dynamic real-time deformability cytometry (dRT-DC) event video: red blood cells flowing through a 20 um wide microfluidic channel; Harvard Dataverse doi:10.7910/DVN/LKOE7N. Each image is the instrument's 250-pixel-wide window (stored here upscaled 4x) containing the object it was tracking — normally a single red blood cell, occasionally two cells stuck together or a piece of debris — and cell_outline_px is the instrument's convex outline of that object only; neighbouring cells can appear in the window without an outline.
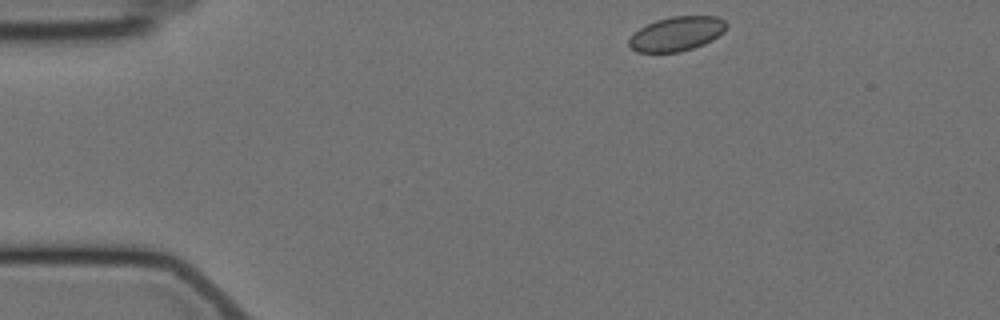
{"species": "Egyptian fruit bat (a non-hibernating species)", "species_latin": "Rousettus aegyptiacus", "temperature_condition": "cold", "stored_images_in_passage": 8, "camera_frame_rate_fps": 3000, "um_per_image_px": 0.085, "animal": {"sex": "female"}, "frame": {"image": 1, "passage_image": 1, "time_ms": 0.0, "image_size_px": [1000, 320], "cell_outline_px": [[728, 24], [724, 32], [712, 40], [704, 44], [680, 52], [636, 52], [628, 44], [628, 40], [640, 28], [656, 20], [672, 16], [716, 16], [724, 20]], "centroid_in_image_um": [57.55, 2.87], "position_along_channel_um": 27.5, "area_um2": 19.42}}